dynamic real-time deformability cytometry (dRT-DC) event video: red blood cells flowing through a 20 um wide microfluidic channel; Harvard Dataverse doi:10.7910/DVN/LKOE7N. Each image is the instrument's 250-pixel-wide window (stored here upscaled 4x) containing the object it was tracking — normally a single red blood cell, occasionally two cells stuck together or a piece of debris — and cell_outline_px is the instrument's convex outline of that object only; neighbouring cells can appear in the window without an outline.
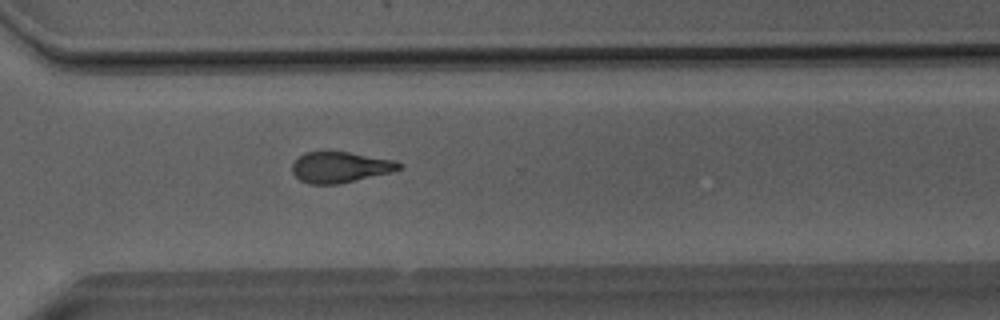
{"species": "Egyptian fruit bat (a non-hibernating species)", "species_latin": "Rousettus aegyptiacus", "temperature_condition": "room temperature", "stored_images_in_passage": 51, "camera_frame_rate_fps": 3000, "um_per_image_px": 0.085, "animal": {"sex": "male"}, "frame": {"image": 1, "passage_image": 37, "time_ms": 12.0, "image_size_px": [1000, 320], "cell_outline_px": [[404, 168], [392, 172], [340, 184], [308, 184], [300, 180], [292, 172], [292, 164], [304, 152], [348, 152], [396, 160], [404, 164]], "centroid_in_image_um": [28.97, 14.22], "position_along_channel_um": 341.6, "area_um2": 19.36}}
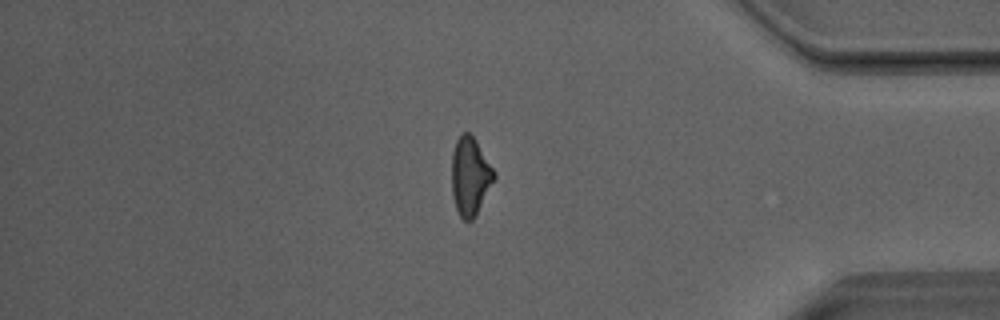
{"frame": {"image": 2, "passage_image": 43, "time_ms": 14.0, "image_size_px": [1000, 320], "cell_outline_px": [[496, 176], [472, 220], [464, 220], [460, 216], [456, 208], [452, 196], [452, 152], [456, 140], [464, 132], [468, 132], [476, 140], [496, 172]], "centroid_in_image_um": [39.95, 14.95], "position_along_channel_um": 395.2, "area_um2": 19.02}}
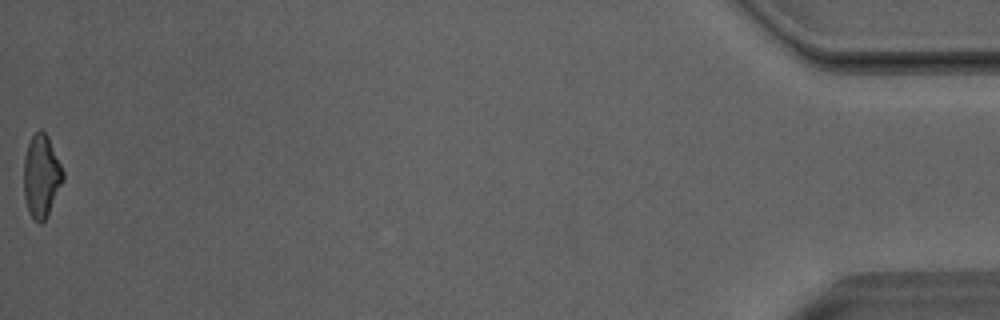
{"frame": {"image": 3, "passage_image": 51, "time_ms": 16.667, "image_size_px": [1000, 320], "cell_outline_px": [[64, 180], [48, 216], [40, 224], [32, 220], [28, 212], [24, 196], [24, 156], [28, 144], [32, 136], [40, 128], [48, 136], [64, 172]], "centroid_in_image_um": [3.52, 15.01], "position_along_channel_um": 431.7, "area_um2": 19.13}, "authors_computed_cell_mechanics": {"area_um2": 20.3456, "velocity_mm_per_s": 4.0525, "shape_relaxation_time_tau1_ms": 7.583, "shape_relaxation_time_tau2_ms": 3.6189, "deformation_change_tau1": 0.2211, "deformation_change_tau2": 0.1421}}